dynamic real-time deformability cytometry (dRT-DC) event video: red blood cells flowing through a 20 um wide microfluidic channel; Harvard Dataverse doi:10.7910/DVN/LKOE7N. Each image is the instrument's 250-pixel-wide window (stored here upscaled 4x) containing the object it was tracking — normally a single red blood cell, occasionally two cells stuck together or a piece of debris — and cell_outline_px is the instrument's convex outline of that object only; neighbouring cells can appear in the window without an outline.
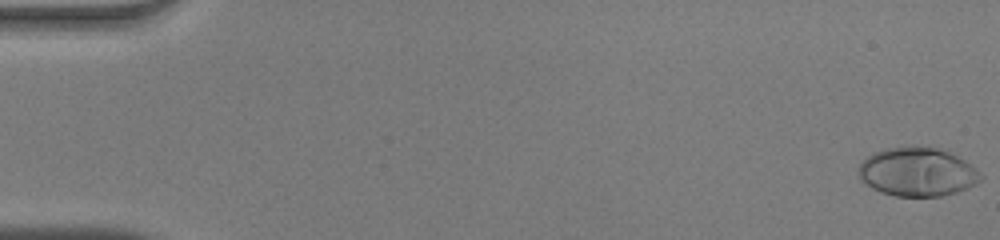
{"species": "human", "species_latin": "Homo sapiens", "temperature_condition": "warm", "stored_images_in_passage": 14, "camera_frame_rate_fps": 3000, "um_per_image_px": 0.085, "donor": {"sex": "male"}, "frame": {"image": 1, "passage_image": 1, "time_ms": 0.0, "image_size_px": [1000, 240], "cell_outline_px": [[984, 176], [980, 180], [968, 188], [956, 192], [940, 196], [896, 196], [880, 192], [872, 188], [860, 180], [856, 172], [860, 164], [872, 152], [884, 148], [936, 148], [948, 152], [964, 160], [976, 168]], "centroid_in_image_um": [77.95, 14.64], "position_along_channel_um": 7.1, "area_um2": 34.39}}